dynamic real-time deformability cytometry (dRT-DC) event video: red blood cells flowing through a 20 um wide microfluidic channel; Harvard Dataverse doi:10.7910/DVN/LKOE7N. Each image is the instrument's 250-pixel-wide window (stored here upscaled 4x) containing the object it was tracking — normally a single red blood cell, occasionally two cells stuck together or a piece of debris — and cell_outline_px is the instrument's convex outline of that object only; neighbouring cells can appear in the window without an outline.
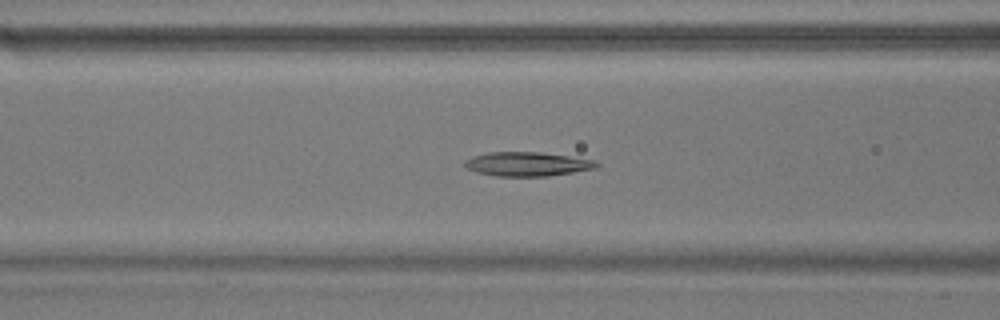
{"species": "common noctule bat (a hibernating species)", "species_latin": "Nyctalus noctula", "temperature_condition": "warm", "stored_images_in_passage": 55, "camera_frame_rate_fps": 3000, "um_per_image_px": 0.085, "animal": {"sex": "male", "body_mass_g": 17.9}, "frame": {"image": 1, "passage_image": 21, "time_ms": 6.667, "image_size_px": [1000, 320], "cell_outline_px": [[600, 164], [596, 168], [548, 176], [496, 176], [476, 172], [468, 168], [464, 164], [464, 160], [472, 156], [488, 152], [540, 152], [596, 160]], "centroid_in_image_um": [44.81, 13.94], "position_along_channel_um": 121.8, "area_um2": 18.5}}
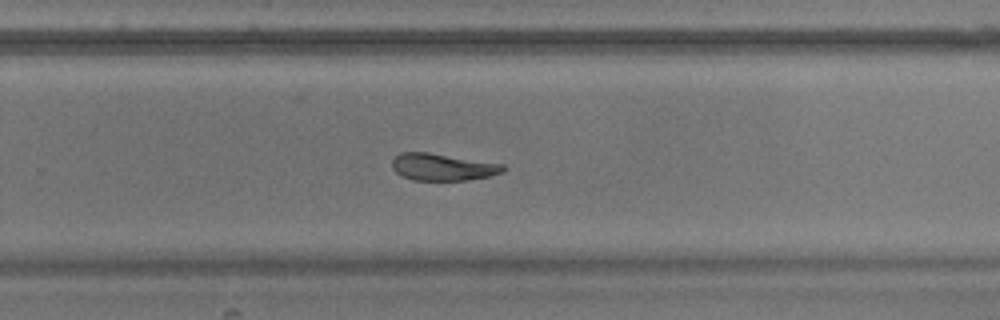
{"frame": {"image": 2, "passage_image": 35, "time_ms": 11.333, "image_size_px": [1000, 320], "cell_outline_px": [[504, 172], [488, 176], [464, 180], [412, 180], [400, 176], [392, 168], [392, 160], [400, 152], [428, 152], [504, 164]], "centroid_in_image_um": [37.58, 14.19], "position_along_channel_um": 292.2, "area_um2": 17.46}}
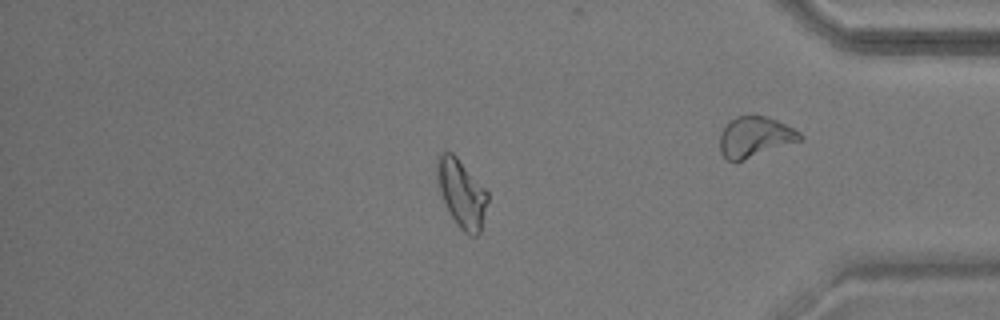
{"frame": {"image": 3, "passage_image": 46, "time_ms": 15.0, "image_size_px": [1000, 320], "cell_outline_px": [[488, 200], [480, 232], [476, 236], [468, 236], [456, 224], [440, 192], [436, 180], [436, 164], [440, 152], [452, 152], [456, 156], [488, 192]], "centroid_in_image_um": [39.23, 16.44], "position_along_channel_um": 396.0, "area_um2": 19.83}, "authors_computed_cell_mechanics": {"area_um2": 19.4208, "velocity_mm_per_s": 3.6554, "shape_relaxation_time_tau1_ms": null, "shape_relaxation_time_tau2_ms": 5.3673, "deformation_change_tau1": null, "deformation_change_tau2": 0.1372}}